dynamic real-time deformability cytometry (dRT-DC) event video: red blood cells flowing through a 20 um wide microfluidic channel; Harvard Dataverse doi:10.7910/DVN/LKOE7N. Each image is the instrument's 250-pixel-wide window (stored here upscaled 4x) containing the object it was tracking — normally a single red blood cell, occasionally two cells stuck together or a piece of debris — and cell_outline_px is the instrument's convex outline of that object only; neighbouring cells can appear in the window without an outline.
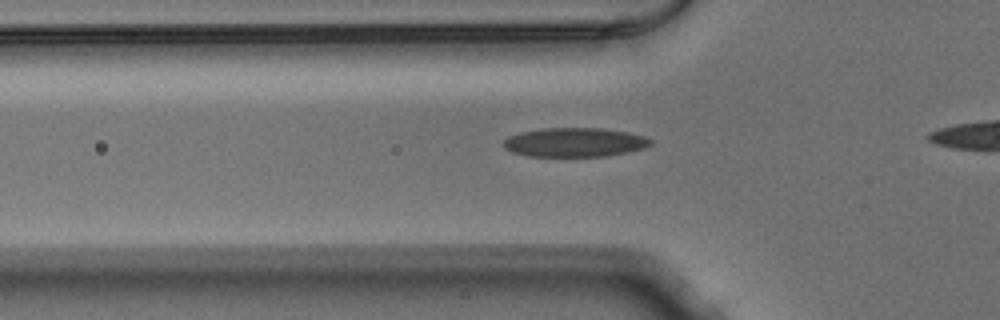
{"species": "Egyptian fruit bat (a non-hibernating species)", "species_latin": "Rousettus aegyptiacus", "temperature_condition": "warm", "stored_images_in_passage": 12, "camera_frame_rate_fps": 3000, "um_per_image_px": 0.085, "animal": {"sex": "male"}, "frame": {"image": 1, "passage_image": 3, "time_ms": 0.667, "image_size_px": [1000, 320], "cell_outline_px": [[652, 144], [644, 148], [628, 152], [608, 156], [528, 156], [512, 152], [504, 148], [504, 140], [508, 136], [520, 132], [544, 128], [600, 128], [628, 132], [644, 136], [652, 140]], "centroid_in_image_um": [48.85, 12.1], "position_along_channel_um": 76.9, "area_um2": 24.97}}
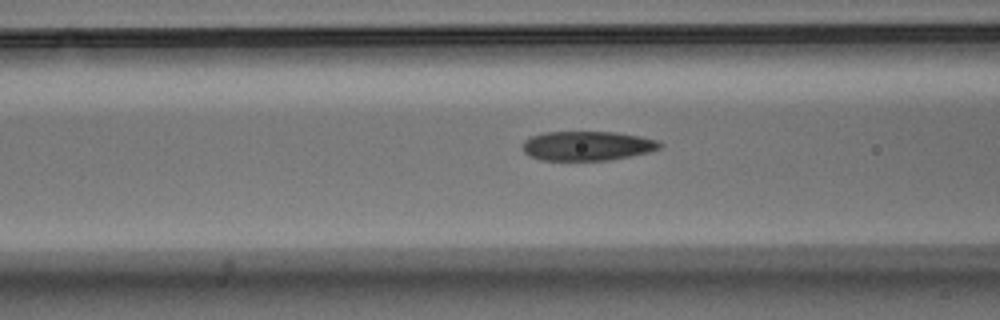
{"frame": {"image": 2, "passage_image": 6, "time_ms": 1.667, "image_size_px": [1000, 320], "cell_outline_px": [[664, 144], [660, 148], [648, 152], [608, 160], [540, 160], [528, 156], [524, 152], [524, 140], [528, 136], [544, 132], [616, 132], [640, 136], [656, 140]], "centroid_in_image_um": [49.88, 12.39], "position_along_channel_um": 116.7, "area_um2": 23.52}}
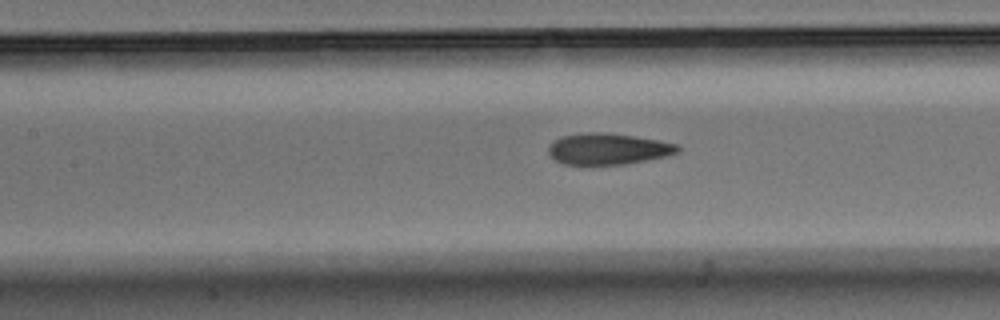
{"frame": {"image": 3, "passage_image": 9, "time_ms": 2.667, "image_size_px": [1000, 320], "cell_outline_px": [[680, 152], [668, 156], [628, 164], [580, 168], [564, 164], [552, 160], [548, 156], [548, 148], [556, 140], [564, 136], [592, 132], [600, 132], [636, 136], [660, 140], [676, 144], [680, 148]], "centroid_in_image_um": [51.66, 12.72], "position_along_channel_um": 155.7, "area_um2": 24.51}}